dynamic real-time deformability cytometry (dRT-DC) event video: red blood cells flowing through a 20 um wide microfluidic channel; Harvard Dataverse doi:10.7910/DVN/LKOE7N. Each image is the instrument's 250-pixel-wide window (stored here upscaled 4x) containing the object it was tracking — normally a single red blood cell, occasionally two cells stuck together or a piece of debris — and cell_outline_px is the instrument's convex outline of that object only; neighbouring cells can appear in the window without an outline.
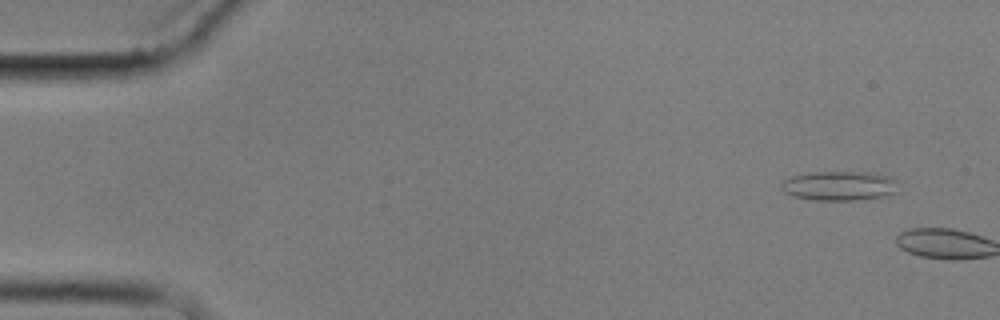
{"species": "common noctule bat (a hibernating species)", "species_latin": "Nyctalus noctula", "temperature_condition": "cold", "stored_images_in_passage": 2, "camera_frame_rate_fps": 3000, "um_per_image_px": 0.085, "animal": {"sex": "male", "body_mass_g": 17.9}, "frame": {"image": 1, "passage_image": 1, "time_ms": 0.0, "image_size_px": [1000, 320], "cell_outline_px": [[896, 192], [884, 196], [856, 200], [812, 200], [792, 196], [784, 192], [780, 188], [780, 184], [784, 180], [792, 176], [808, 172], [868, 172], [892, 176], [896, 180]], "centroid_in_image_um": [71.32, 15.79], "position_along_channel_um": 13.7, "area_um2": 20.23}}